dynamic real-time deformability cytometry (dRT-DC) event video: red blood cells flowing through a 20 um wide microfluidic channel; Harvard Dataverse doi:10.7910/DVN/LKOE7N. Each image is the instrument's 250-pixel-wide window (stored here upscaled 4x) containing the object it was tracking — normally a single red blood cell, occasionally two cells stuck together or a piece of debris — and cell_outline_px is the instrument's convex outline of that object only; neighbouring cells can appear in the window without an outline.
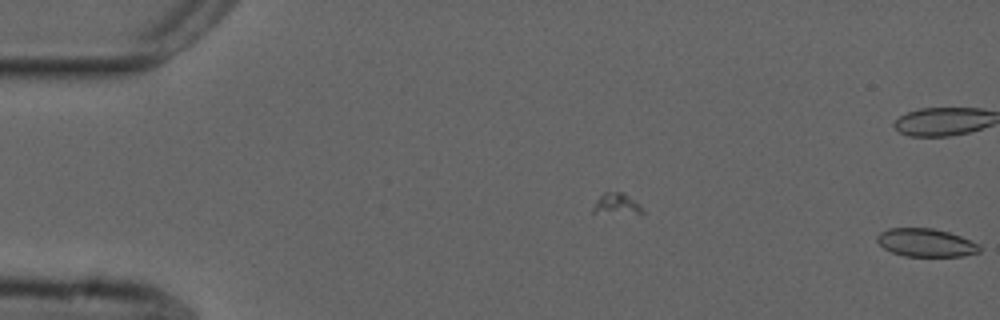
{"species": "common noctule bat (a hibernating species)", "species_latin": "Nyctalus noctula", "temperature_condition": "cold", "stored_images_in_passage": 6, "camera_frame_rate_fps": 3000, "um_per_image_px": 0.085, "animal": {"sex": "male", "forearm_length_mm": 52.5}, "frame": {"image": 1, "passage_image": 6, "time_ms": 1.667, "image_size_px": [1000, 320], "cell_outline_px": [[980, 252], [964, 256], [904, 256], [892, 252], [884, 248], [876, 240], [876, 236], [880, 232], [888, 228], [932, 228], [948, 232], [960, 236], [980, 244]], "centroid_in_image_um": [78.7, 20.63], "position_along_channel_um": 6.3, "area_um2": 16.82}}